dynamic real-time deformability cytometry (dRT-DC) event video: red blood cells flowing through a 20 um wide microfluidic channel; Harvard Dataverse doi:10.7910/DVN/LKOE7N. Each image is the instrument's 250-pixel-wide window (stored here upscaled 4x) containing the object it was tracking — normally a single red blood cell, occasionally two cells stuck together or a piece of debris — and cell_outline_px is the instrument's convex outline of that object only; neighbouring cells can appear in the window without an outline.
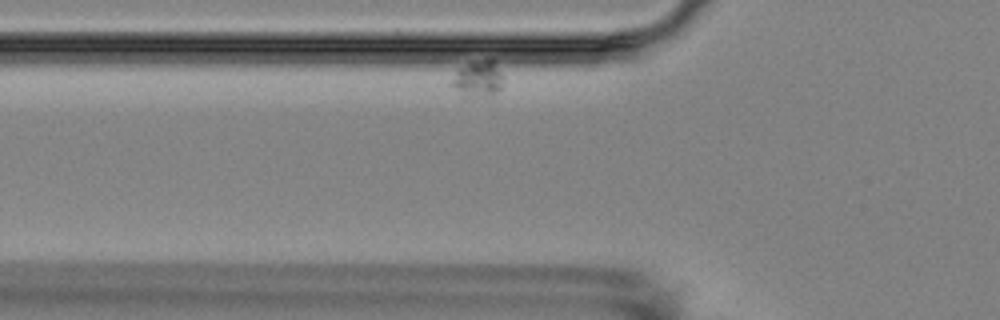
{"species": "Egyptian fruit bat (a non-hibernating species)", "species_latin": "Rousettus aegyptiacus", "temperature_condition": "room temperature", "stored_images_in_passage": 10, "camera_frame_rate_fps": 3000, "um_per_image_px": 0.085, "animal": {"sex": "female"}, "frame": {"image": 1, "passage_image": 2, "time_ms": 1.0, "image_size_px": [1000, 320], "cell_outline_px": [[504, 80], [500, 88], [496, 92], [488, 96], [484, 96], [460, 92], [448, 84], [448, 80], [456, 68], [492, 56]], "centroid_in_image_um": [40.59, 6.63], "position_along_channel_um": 85.2, "area_um2": 10.87}}
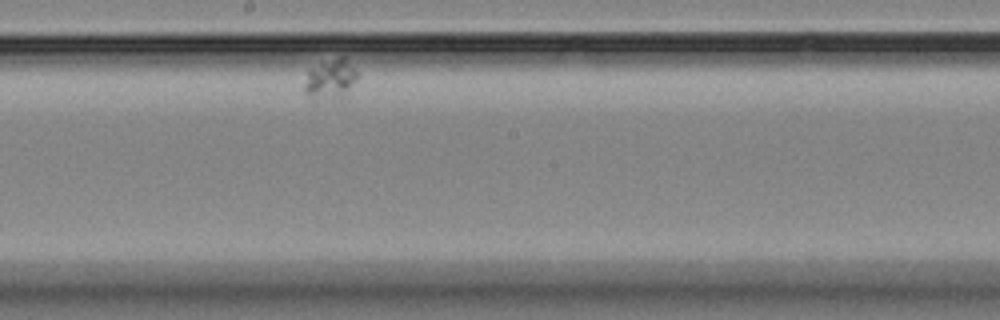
{"frame": {"image": 2, "passage_image": 7, "time_ms": 7.333, "image_size_px": [1000, 320], "cell_outline_px": [[356, 80], [348, 96], [340, 100], [304, 92], [304, 84], [308, 68], [340, 56], [344, 56], [356, 72]], "centroid_in_image_um": [28.13, 6.7], "position_along_channel_um": 220.1, "area_um2": 12.02}}
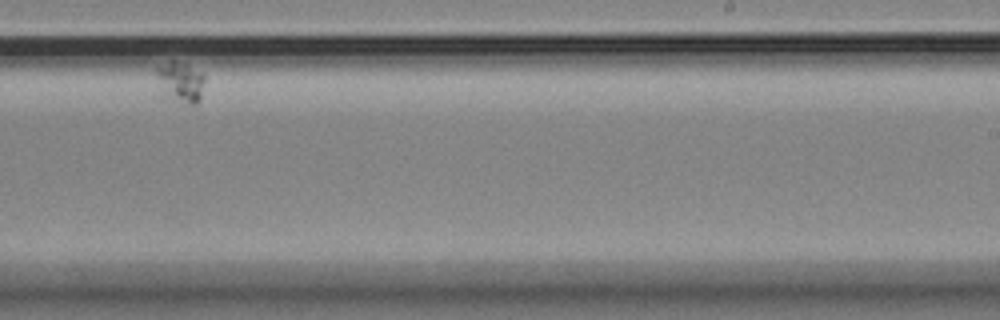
{"frame": {"image": 3, "passage_image": 9, "time_ms": 9.667, "image_size_px": [1000, 320], "cell_outline_px": [[204, 80], [200, 100], [196, 104], [188, 104], [164, 96], [156, 76], [156, 68], [172, 60], [184, 64], [200, 72], [204, 76]], "centroid_in_image_um": [15.33, 6.99], "position_along_channel_um": 273.7, "area_um2": 11.1}}